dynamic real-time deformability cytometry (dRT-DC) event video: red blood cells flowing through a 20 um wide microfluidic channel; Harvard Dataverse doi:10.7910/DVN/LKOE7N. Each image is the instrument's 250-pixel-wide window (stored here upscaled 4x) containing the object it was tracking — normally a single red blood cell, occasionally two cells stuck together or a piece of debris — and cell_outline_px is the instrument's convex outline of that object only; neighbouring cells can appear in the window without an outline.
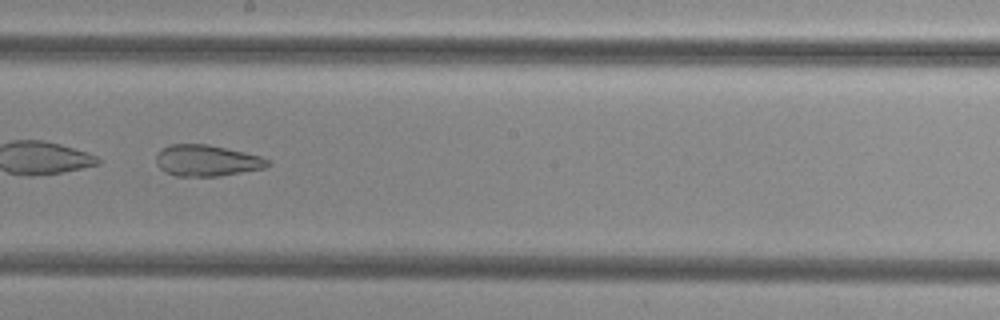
{"species": "common noctule bat (a hibernating species)", "species_latin": "Nyctalus noctula", "temperature_condition": "cold", "stored_images_in_passage": 50, "camera_frame_rate_fps": 3000, "um_per_image_px": 0.085, "animal": {"sex": "female", "body_mass_g": 29.2, "forearm_length_mm": 56.3}, "frame": {"image": 1, "passage_image": 29, "time_ms": 9.333, "image_size_px": [1000, 320], "cell_outline_px": [[272, 164], [264, 168], [220, 176], [176, 176], [164, 172], [156, 164], [156, 156], [164, 148], [172, 144], [208, 144], [244, 152], [260, 156], [268, 160]], "centroid_in_image_um": [17.58, 13.66], "position_along_channel_um": 230.6, "area_um2": 20.23}}